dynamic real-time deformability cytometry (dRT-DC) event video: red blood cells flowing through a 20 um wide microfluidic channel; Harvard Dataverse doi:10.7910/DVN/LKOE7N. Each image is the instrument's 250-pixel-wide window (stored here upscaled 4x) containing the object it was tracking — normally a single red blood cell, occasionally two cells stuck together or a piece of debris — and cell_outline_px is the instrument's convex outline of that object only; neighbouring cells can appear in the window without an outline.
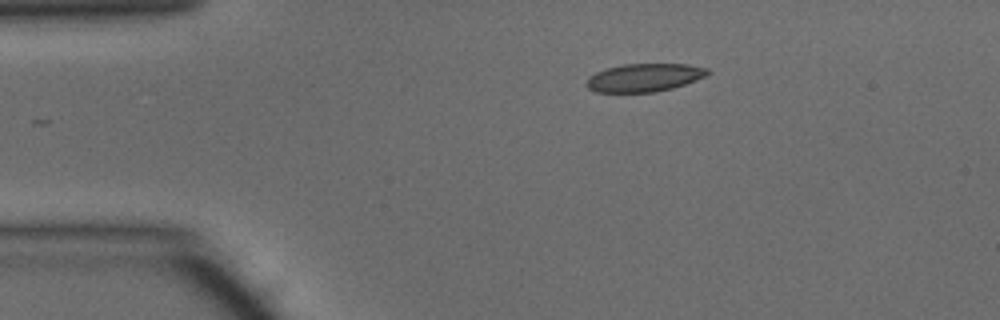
{"species": "common noctule bat (a hibernating species)", "species_latin": "Nyctalus noctula", "temperature_condition": "warm", "stored_images_in_passage": 26, "camera_frame_rate_fps": 3000, "um_per_image_px": 0.085, "animal": {"sex": "male", "body_mass_g": 15.6}, "frame": {"image": 1, "passage_image": 1, "time_ms": 0.0, "image_size_px": [1000, 320], "cell_outline_px": [[712, 72], [696, 80], [672, 88], [656, 92], [596, 92], [588, 88], [588, 76], [596, 72], [608, 68], [624, 64], [684, 64], [708, 68]], "centroid_in_image_um": [54.78, 6.59], "position_along_channel_um": 30.2, "area_um2": 19.65}}
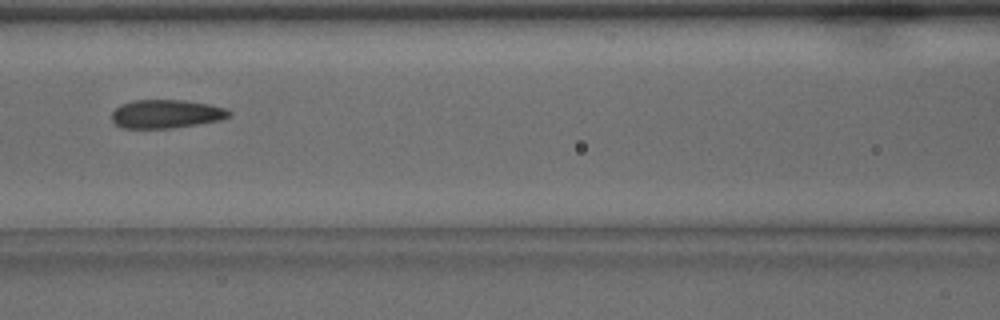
{"frame": {"image": 2, "passage_image": 13, "time_ms": 4.0, "image_size_px": [1000, 320], "cell_outline_px": [[232, 116], [220, 120], [172, 128], [124, 128], [116, 124], [112, 120], [112, 112], [120, 104], [132, 100], [184, 100], [208, 104], [228, 108], [232, 112]], "centroid_in_image_um": [14.15, 9.67], "position_along_channel_um": 152.4, "area_um2": 19.59}}
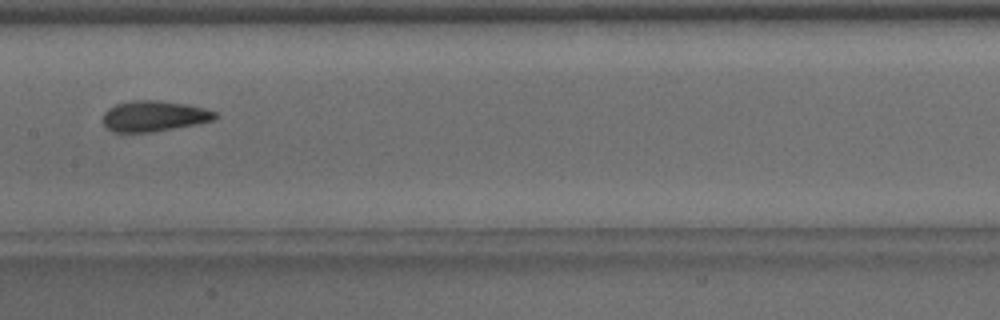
{"frame": {"image": 3, "passage_image": 16, "time_ms": 5.0, "image_size_px": [1000, 320], "cell_outline_px": [[216, 120], [196, 124], [152, 132], [112, 132], [104, 124], [104, 112], [108, 108], [116, 104], [132, 100], [160, 100], [188, 104], [204, 108], [216, 112]], "centroid_in_image_um": [13.1, 9.86], "position_along_channel_um": 194.3, "area_um2": 20.11}}